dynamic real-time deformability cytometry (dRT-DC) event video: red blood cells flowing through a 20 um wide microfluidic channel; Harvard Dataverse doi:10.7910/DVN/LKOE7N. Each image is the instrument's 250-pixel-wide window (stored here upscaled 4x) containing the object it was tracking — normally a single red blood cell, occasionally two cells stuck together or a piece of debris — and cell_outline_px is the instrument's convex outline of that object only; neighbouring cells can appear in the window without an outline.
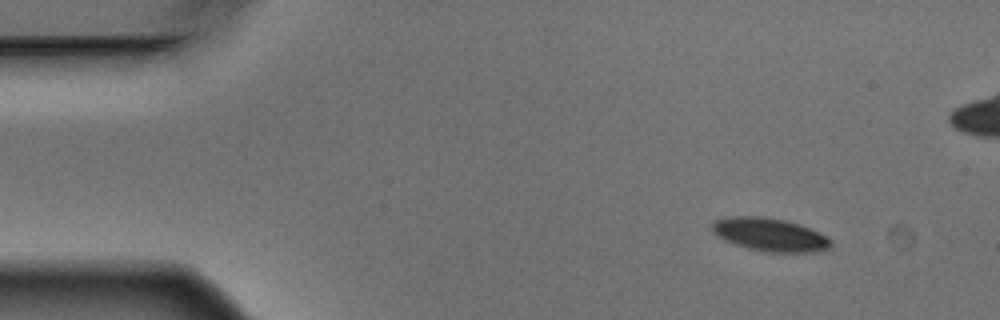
{"species": "Egyptian fruit bat (a non-hibernating species)", "species_latin": "Rousettus aegyptiacus", "temperature_condition": "warm", "stored_images_in_passage": 5, "camera_frame_rate_fps": 3000, "um_per_image_px": 0.085, "animal": {"sex": "male"}, "frame": {"image": 1, "passage_image": 1, "time_ms": 0.0, "image_size_px": [1000, 320], "cell_outline_px": [[832, 244], [828, 248], [816, 252], [764, 252], [748, 248], [724, 240], [716, 236], [712, 232], [712, 224], [716, 220], [732, 216], [760, 216], [784, 220], [808, 228], [828, 236], [832, 240]], "centroid_in_image_um": [65.43, 19.95], "position_along_channel_um": 19.6, "area_um2": 22.83}}
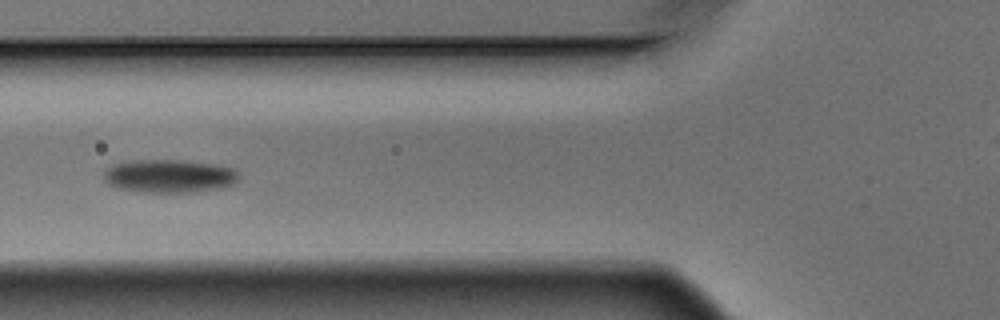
{"frame": {"image": 2, "passage_image": 5, "time_ms": 1.333, "image_size_px": [1000, 320], "cell_outline_px": [[240, 180], [236, 184], [220, 188], [196, 192], [144, 192], [120, 188], [108, 184], [104, 180], [104, 172], [112, 164], [132, 160], [180, 160], [220, 164], [236, 168], [240, 172]], "centroid_in_image_um": [14.49, 14.95], "position_along_channel_um": 111.3, "area_um2": 26.65}}